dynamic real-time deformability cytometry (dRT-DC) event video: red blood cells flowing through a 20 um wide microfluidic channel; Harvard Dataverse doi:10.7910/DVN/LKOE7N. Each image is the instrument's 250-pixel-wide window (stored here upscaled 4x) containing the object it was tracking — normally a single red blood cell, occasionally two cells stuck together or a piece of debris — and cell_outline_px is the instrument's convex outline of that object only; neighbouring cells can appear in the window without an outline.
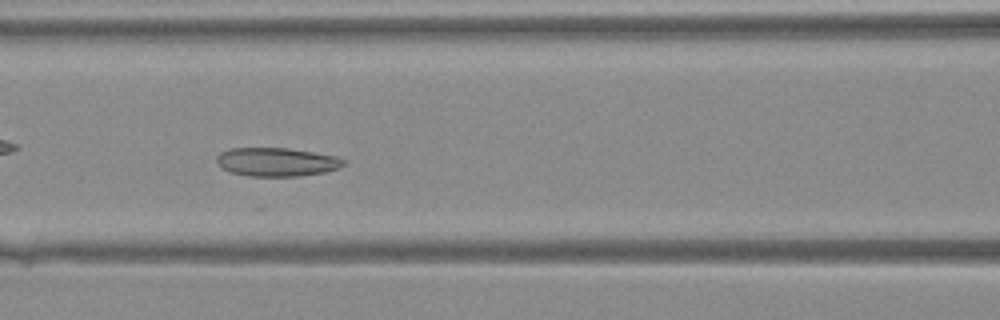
{"species": "Egyptian fruit bat (a non-hibernating species)", "species_latin": "Rousettus aegyptiacus", "temperature_condition": "warm", "stored_images_in_passage": 20, "camera_frame_rate_fps": 3000, "um_per_image_px": 0.085, "animal": {"sex": "female"}, "frame": {"image": 1, "passage_image": 5, "time_ms": 1.333, "image_size_px": [1000, 320], "cell_outline_px": [[348, 160], [340, 168], [324, 172], [296, 176], [248, 176], [232, 172], [216, 164], [216, 156], [220, 152], [232, 148], [288, 148], [336, 156]], "centroid_in_image_um": [23.53, 13.76], "position_along_channel_um": 143.1, "area_um2": 21.15}}
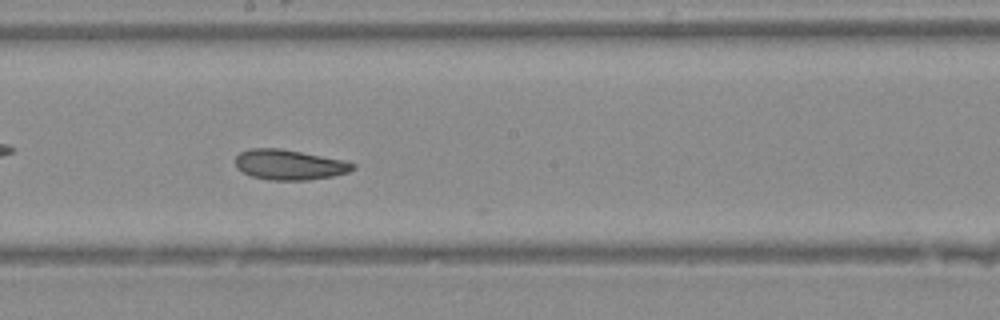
{"frame": {"image": 2, "passage_image": 10, "time_ms": 3.0, "image_size_px": [1000, 320], "cell_outline_px": [[356, 168], [348, 172], [332, 176], [308, 180], [268, 180], [252, 176], [236, 168], [236, 156], [240, 152], [252, 148], [280, 148], [344, 160], [356, 164]], "centroid_in_image_um": [24.6, 14.0], "position_along_channel_um": 223.6, "area_um2": 20.63}}
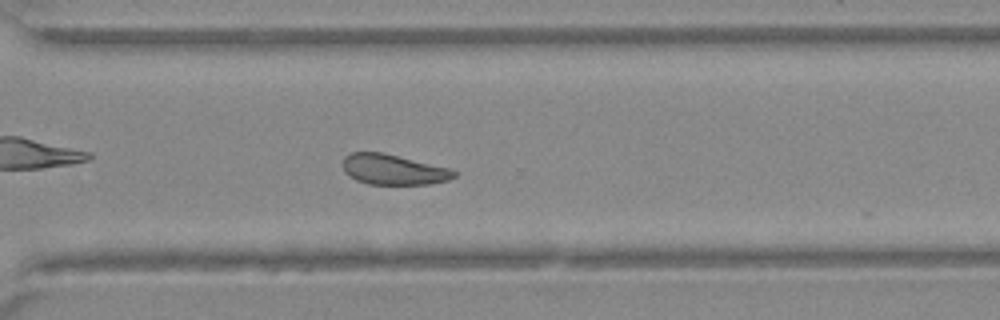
{"frame": {"image": 3, "passage_image": 17, "time_ms": 5.333, "image_size_px": [1000, 320], "cell_outline_px": [[456, 176], [448, 180], [428, 184], [368, 184], [356, 180], [348, 176], [344, 172], [344, 156], [352, 152], [380, 152], [448, 168], [456, 172]], "centroid_in_image_um": [33.39, 14.42], "position_along_channel_um": 337.2, "area_um2": 19.36}}